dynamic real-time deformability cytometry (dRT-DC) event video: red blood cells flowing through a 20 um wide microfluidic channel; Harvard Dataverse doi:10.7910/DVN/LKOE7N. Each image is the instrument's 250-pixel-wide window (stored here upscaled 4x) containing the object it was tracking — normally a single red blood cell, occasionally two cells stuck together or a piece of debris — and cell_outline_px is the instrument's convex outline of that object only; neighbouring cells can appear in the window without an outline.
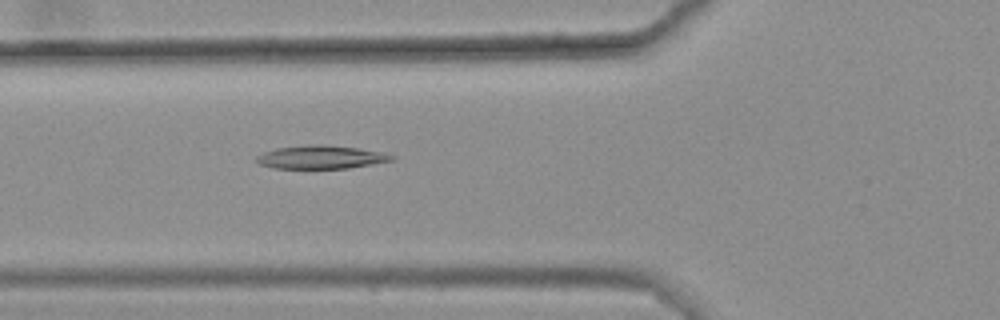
{"species": "common noctule bat (a hibernating species)", "species_latin": "Nyctalus noctula", "temperature_condition": "warm", "stored_images_in_passage": 3, "camera_frame_rate_fps": 3000, "um_per_image_px": 0.085, "animal": {"sex": "female", "body_mass_g": 25.1}, "frame": {"image": 1, "passage_image": 3, "time_ms": 0.667, "image_size_px": [1000, 320], "cell_outline_px": [[396, 156], [392, 160], [348, 168], [272, 168], [260, 164], [256, 160], [256, 156], [264, 152], [276, 148], [312, 144], [324, 144], [360, 148], [384, 152]], "centroid_in_image_um": [27.29, 13.34], "position_along_channel_um": 98.5, "area_um2": 18.32}}